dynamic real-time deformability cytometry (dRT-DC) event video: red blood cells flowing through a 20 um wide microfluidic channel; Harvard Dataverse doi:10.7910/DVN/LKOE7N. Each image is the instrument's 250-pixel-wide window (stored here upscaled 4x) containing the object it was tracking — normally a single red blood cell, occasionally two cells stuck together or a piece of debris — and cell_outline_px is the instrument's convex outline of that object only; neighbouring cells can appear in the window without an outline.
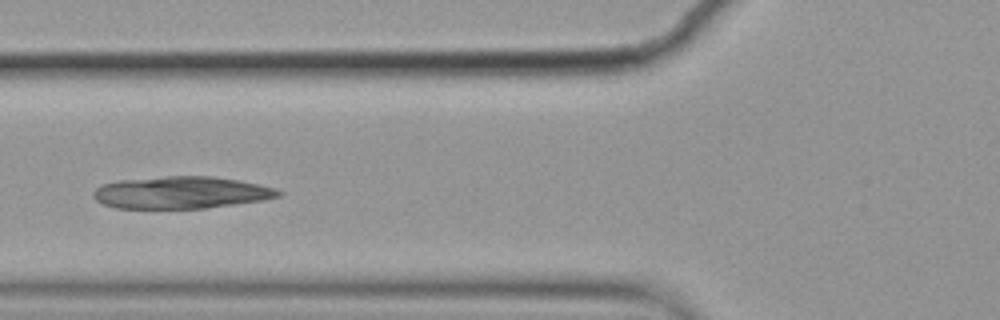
{"species": "common noctule bat (a hibernating species)", "species_latin": "Nyctalus noctula", "temperature_condition": "cold", "stored_images_in_passage": 8, "camera_frame_rate_fps": 3000, "um_per_image_px": 0.085, "animal": {"sex": "female", "body_mass_g": 19.9}, "frame": {"image": 1, "passage_image": 5, "time_ms": 1.333, "image_size_px": [1000, 320], "cell_outline_px": [[284, 192], [280, 196], [264, 200], [204, 208], [116, 208], [104, 204], [96, 200], [92, 196], [92, 192], [96, 188], [104, 184], [120, 180], [164, 176], [212, 176], [260, 184], [276, 188]], "centroid_in_image_um": [15.41, 16.36], "position_along_channel_um": 110.4, "area_um2": 34.62}}
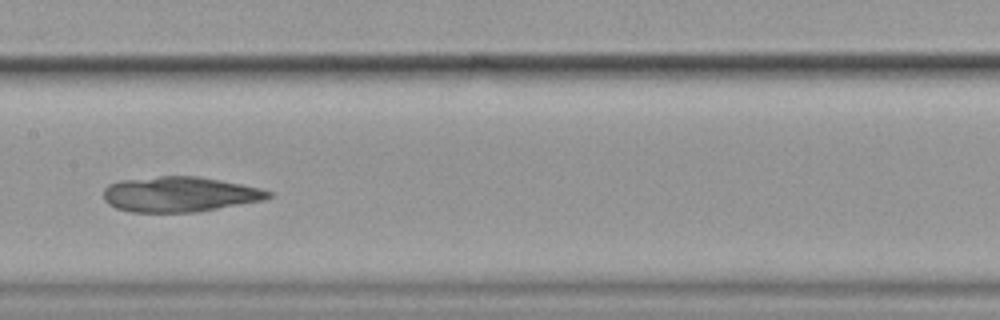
{"frame": {"image": 2, "passage_image": 7, "time_ms": 2.0, "image_size_px": [1000, 320], "cell_outline_px": [[272, 196], [264, 200], [196, 212], [128, 212], [116, 208], [108, 204], [104, 200], [104, 188], [108, 184], [120, 180], [160, 176], [196, 176], [220, 180], [260, 188], [272, 192]], "centroid_in_image_um": [15.23, 16.51], "position_along_channel_um": 192.2, "area_um2": 33.87}}
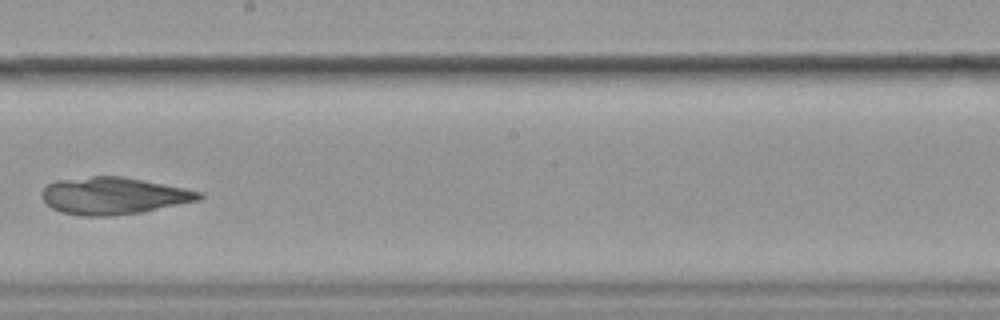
{"frame": {"image": 3, "passage_image": 8, "time_ms": 2.333, "image_size_px": [1000, 320], "cell_outline_px": [[204, 196], [200, 200], [144, 212], [108, 216], [80, 216], [60, 212], [52, 208], [40, 196], [40, 192], [48, 184], [56, 180], [92, 176], [124, 176], [204, 192]], "centroid_in_image_um": [9.65, 16.64], "position_along_channel_um": 238.5, "area_um2": 34.28}}